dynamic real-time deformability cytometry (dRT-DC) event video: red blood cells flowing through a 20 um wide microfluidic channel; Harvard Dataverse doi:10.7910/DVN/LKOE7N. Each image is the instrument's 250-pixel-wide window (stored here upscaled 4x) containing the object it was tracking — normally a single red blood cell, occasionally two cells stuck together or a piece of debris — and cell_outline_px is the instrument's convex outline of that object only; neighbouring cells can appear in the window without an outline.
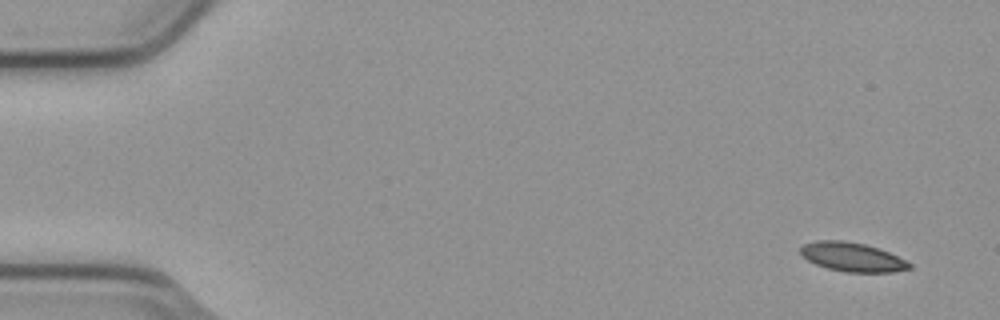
{"species": "common noctule bat (a hibernating species)", "species_latin": "Nyctalus noctula", "temperature_condition": "cold", "stored_images_in_passage": 7, "camera_frame_rate_fps": 3000, "um_per_image_px": 0.085, "animal": {"sex": "male", "body_mass_g": 23.1, "forearm_length_mm": 52.7}, "frame": {"image": 1, "passage_image": 1, "time_ms": 0.0, "image_size_px": [1000, 320], "cell_outline_px": [[912, 268], [892, 272], [844, 272], [828, 268], [816, 264], [808, 260], [800, 252], [800, 248], [804, 244], [816, 240], [844, 240], [864, 244], [888, 252], [912, 264]], "centroid_in_image_um": [72.43, 21.84], "position_along_channel_um": 12.6, "area_um2": 18.21}}
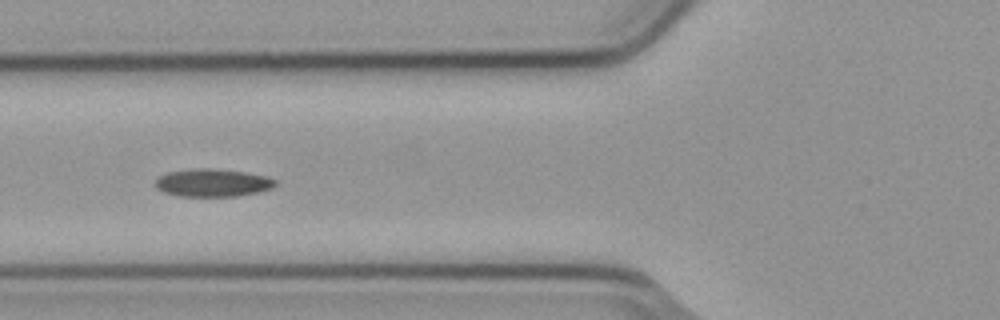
{"frame": {"image": 2, "passage_image": 6, "time_ms": 1.667, "image_size_px": [1000, 320], "cell_outline_px": [[276, 184], [272, 188], [260, 192], [236, 196], [176, 196], [164, 192], [156, 188], [156, 180], [160, 176], [168, 172], [192, 168], [212, 168], [244, 172], [264, 176], [276, 180]], "centroid_in_image_um": [18.06, 15.54], "position_along_channel_um": 107.7, "area_um2": 19.42}}
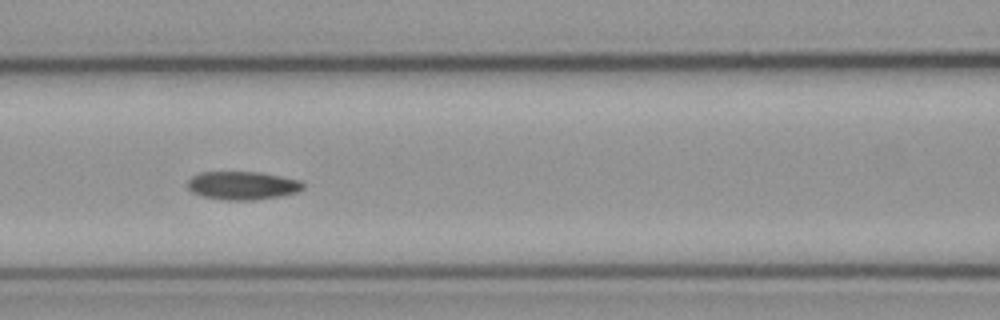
{"frame": {"image": 3, "passage_image": 7, "time_ms": 2.0, "image_size_px": [1000, 320], "cell_outline_px": [[304, 188], [296, 192], [280, 196], [252, 200], [224, 200], [200, 196], [192, 192], [188, 188], [188, 180], [192, 176], [200, 172], [260, 172], [300, 180], [304, 184]], "centroid_in_image_um": [20.59, 15.77], "position_along_channel_um": 146.0, "area_um2": 19.07}}